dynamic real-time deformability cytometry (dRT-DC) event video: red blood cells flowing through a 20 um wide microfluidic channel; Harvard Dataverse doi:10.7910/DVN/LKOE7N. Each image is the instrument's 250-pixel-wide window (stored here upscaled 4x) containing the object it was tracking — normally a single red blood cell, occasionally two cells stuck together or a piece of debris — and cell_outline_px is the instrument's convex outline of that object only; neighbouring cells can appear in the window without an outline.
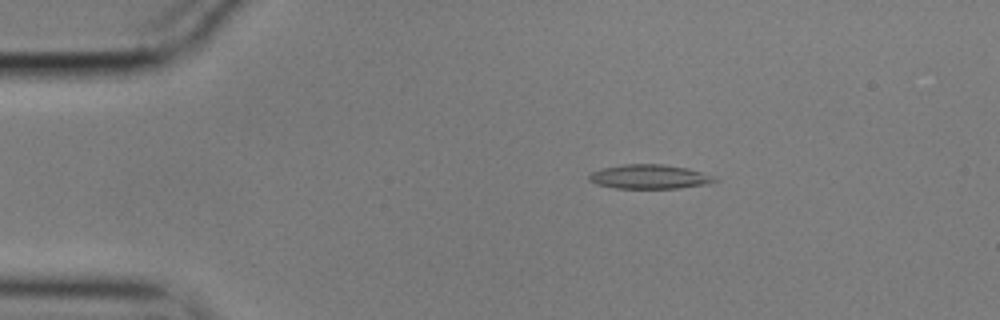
{"species": "common noctule bat (a hibernating species)", "species_latin": "Nyctalus noctula", "temperature_condition": "cold", "stored_images_in_passage": 55, "camera_frame_rate_fps": 3000, "um_per_image_px": 0.085, "animal": {"sex": "male", "body_mass_g": 17.9}, "frame": {"image": 1, "passage_image": 9, "time_ms": 2.667, "image_size_px": [1000, 320], "cell_outline_px": [[720, 180], [708, 184], [680, 188], [616, 188], [596, 184], [588, 180], [588, 176], [592, 172], [604, 168], [624, 164], [660, 164], [688, 168], [716, 176]], "centroid_in_image_um": [55.26, 15.02], "position_along_channel_um": 29.7, "area_um2": 17.8}}
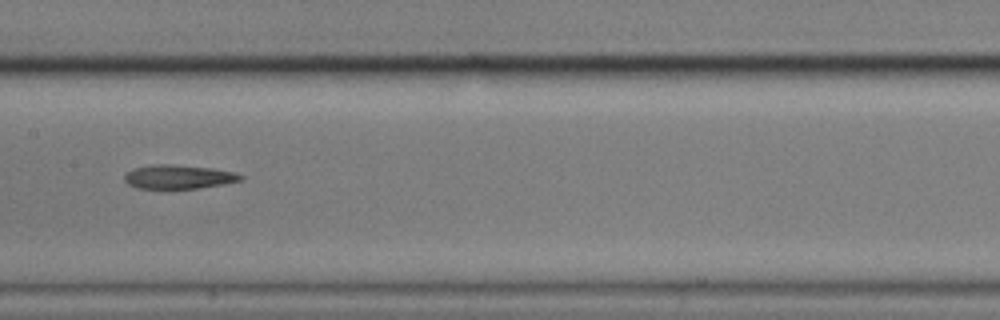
{"frame": {"image": 2, "passage_image": 27, "time_ms": 8.667, "image_size_px": [1000, 320], "cell_outline_px": [[244, 180], [224, 184], [196, 188], [136, 188], [128, 184], [124, 180], [124, 176], [132, 168], [152, 164], [172, 164], [212, 168], [232, 172], [244, 176]], "centroid_in_image_um": [15.16, 15.02], "position_along_channel_um": 192.2, "area_um2": 16.18}}
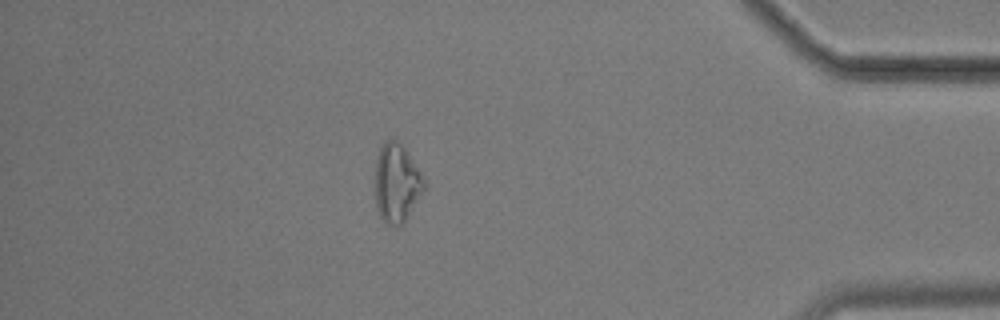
{"frame": {"image": 3, "passage_image": 48, "time_ms": 15.667, "image_size_px": [1000, 320], "cell_outline_px": [[428, 184], [404, 220], [400, 224], [388, 224], [380, 216], [376, 208], [376, 160], [380, 148], [384, 140], [396, 140], [408, 152], [424, 176]], "centroid_in_image_um": [33.74, 15.51], "position_along_channel_um": 401.5, "area_um2": 22.14}, "authors_computed_cell_mechanics": {"area_um2": 17.6868, "velocity_mm_per_s": 3.5521, "shape_relaxation_time_tau1_ms": 10.5704, "shape_relaxation_time_tau2_ms": null, "deformation_change_tau1": 0.1835, "deformation_change_tau2": null}}